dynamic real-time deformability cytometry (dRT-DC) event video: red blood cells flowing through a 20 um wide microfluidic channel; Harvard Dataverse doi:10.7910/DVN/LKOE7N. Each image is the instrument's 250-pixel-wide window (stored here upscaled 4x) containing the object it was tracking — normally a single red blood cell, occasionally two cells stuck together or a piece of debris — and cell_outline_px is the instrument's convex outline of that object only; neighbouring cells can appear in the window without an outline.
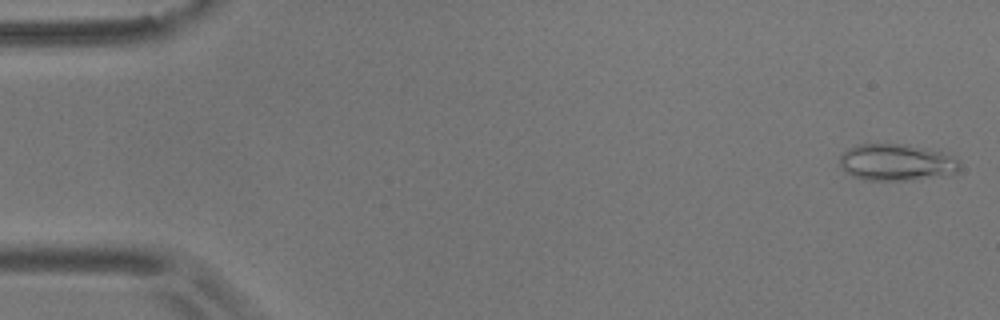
{"species": "common noctule bat (a hibernating species)", "species_latin": "Nyctalus noctula", "temperature_condition": "room temperature", "stored_images_in_passage": 55, "camera_frame_rate_fps": 3000, "um_per_image_px": 0.085, "animal": {"sex": "male", "body_mass_g": 17.9}, "frame": {"image": 1, "passage_image": 2, "time_ms": 0.333, "image_size_px": [1000, 320], "cell_outline_px": [[960, 164], [956, 172], [948, 176], [912, 180], [864, 180], [852, 176], [840, 164], [840, 156], [848, 148], [856, 144], [904, 144], [940, 152], [952, 156], [960, 160]], "centroid_in_image_um": [76.22, 13.81], "position_along_channel_um": 8.8, "area_um2": 25.66}}
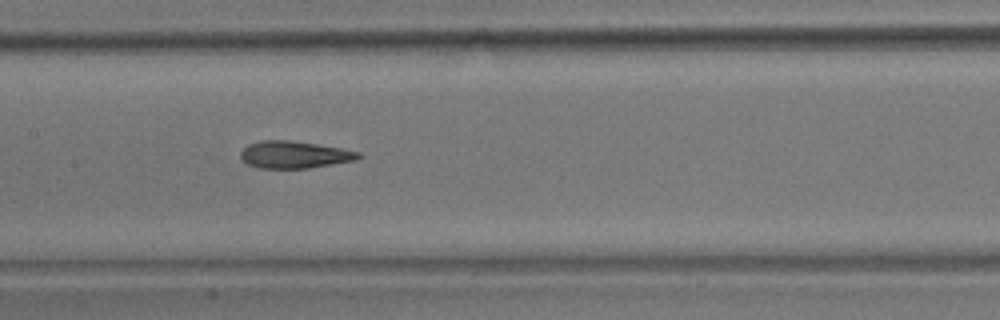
{"frame": {"image": 2, "passage_image": 27, "time_ms": 8.667, "image_size_px": [1000, 320], "cell_outline_px": [[364, 156], [356, 160], [308, 168], [260, 168], [248, 164], [240, 156], [240, 152], [248, 144], [260, 140], [292, 140], [340, 148], [360, 152]], "centroid_in_image_um": [25.03, 13.14], "position_along_channel_um": 182.4, "area_um2": 18.61}}
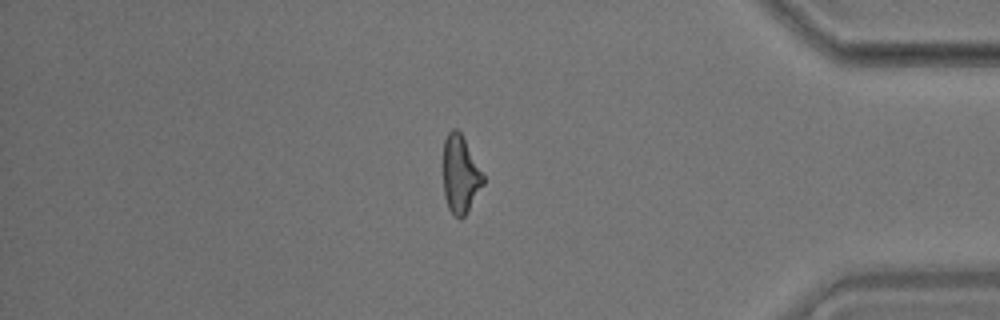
{"frame": {"image": 3, "passage_image": 47, "time_ms": 15.333, "image_size_px": [1000, 320], "cell_outline_px": [[484, 184], [464, 216], [456, 216], [448, 208], [444, 196], [444, 140], [448, 132], [452, 128], [456, 128], [460, 132], [484, 176]], "centroid_in_image_um": [39.12, 14.81], "position_along_channel_um": 396.1, "area_um2": 17.63}, "authors_computed_cell_mechanics": {"area_um2": 18.9006, "velocity_mm_per_s": 3.6646, "shape_relaxation_time_tau1_ms": 8.9947, "shape_relaxation_time_tau2_ms": 2.5449, "deformation_change_tau1": 0.2288, "deformation_change_tau2": 0.1105}}